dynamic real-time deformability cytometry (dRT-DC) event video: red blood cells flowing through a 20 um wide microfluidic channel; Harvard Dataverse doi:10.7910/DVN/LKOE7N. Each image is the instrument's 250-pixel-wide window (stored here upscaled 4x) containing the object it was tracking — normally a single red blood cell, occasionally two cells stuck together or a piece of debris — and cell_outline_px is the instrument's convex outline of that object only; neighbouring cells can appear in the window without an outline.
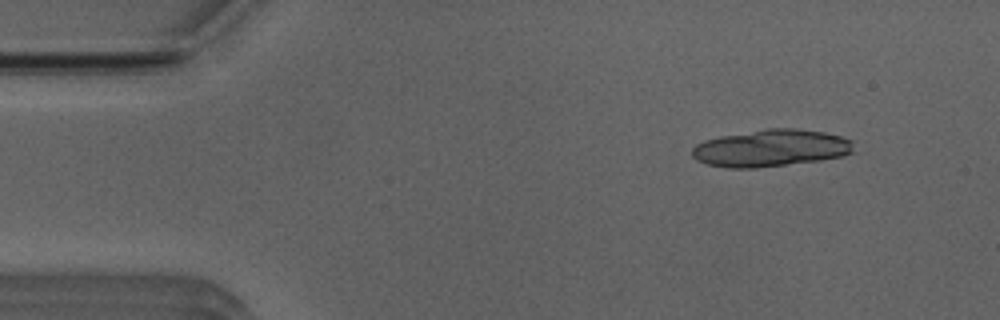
{"species": "Egyptian fruit bat (a non-hibernating species)", "species_latin": "Rousettus aegyptiacus", "temperature_condition": "room temperature", "stored_images_in_passage": 15, "camera_frame_rate_fps": 3000, "um_per_image_px": 0.085, "animal": {"sex": "male"}, "frame": {"image": 1, "passage_image": 3, "time_ms": 0.667, "image_size_px": [1000, 320], "cell_outline_px": [[852, 152], [840, 156], [820, 160], [756, 168], [728, 168], [708, 164], [696, 160], [692, 156], [692, 148], [696, 144], [704, 140], [720, 136], [768, 128], [796, 128], [824, 132], [840, 136], [852, 140]], "centroid_in_image_um": [65.49, 12.58], "position_along_channel_um": 19.5, "area_um2": 34.8}}